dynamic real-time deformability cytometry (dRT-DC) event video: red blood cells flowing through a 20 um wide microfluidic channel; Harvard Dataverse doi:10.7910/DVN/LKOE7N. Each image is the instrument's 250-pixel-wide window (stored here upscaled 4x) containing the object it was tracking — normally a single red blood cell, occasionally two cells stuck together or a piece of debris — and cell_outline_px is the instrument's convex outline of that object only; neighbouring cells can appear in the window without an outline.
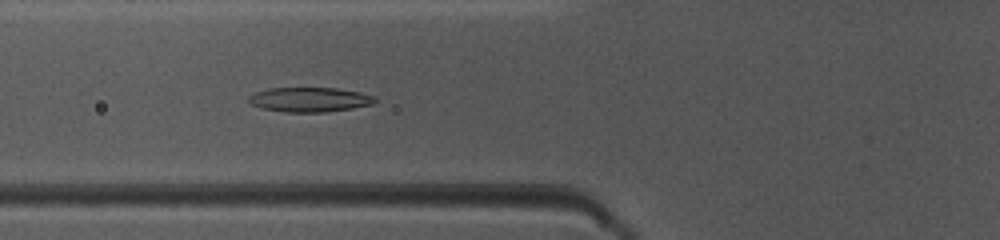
{"species": "common noctule bat (a hibernating species)", "species_latin": "Nyctalus noctula", "temperature_condition": "warm", "stored_images_in_passage": 40, "camera_frame_rate_fps": 3000, "um_per_image_px": 0.085, "animal": {"sex": "female", "body_mass_g": 10.0, "forearm_length_mm": 53.1}, "frame": {"image": 1, "passage_image": 10, "time_ms": 3.0, "image_size_px": [1000, 240], "cell_outline_px": [[376, 100], [372, 104], [352, 108], [324, 112], [288, 112], [264, 108], [252, 104], [248, 100], [248, 96], [256, 92], [268, 88], [336, 88], [360, 92], [372, 96]], "centroid_in_image_um": [26.31, 8.46], "position_along_channel_um": 99.5, "area_um2": 17.8}}
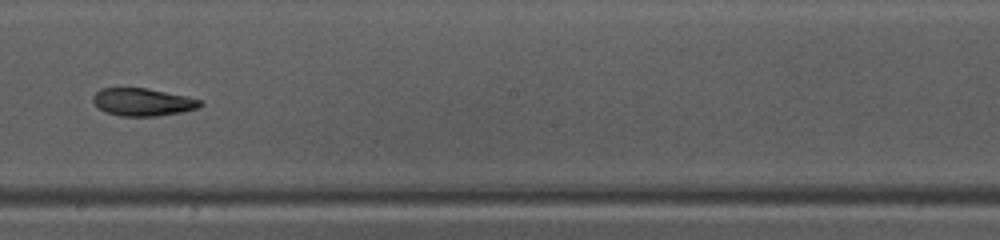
{"frame": {"image": 2, "passage_image": 20, "time_ms": 6.333, "image_size_px": [1000, 240], "cell_outline_px": [[204, 104], [200, 108], [184, 112], [156, 116], [120, 116], [104, 112], [92, 100], [92, 96], [100, 88], [148, 88], [188, 96], [200, 100]], "centroid_in_image_um": [12.17, 8.67], "position_along_channel_um": 236.0, "area_um2": 17.51}}
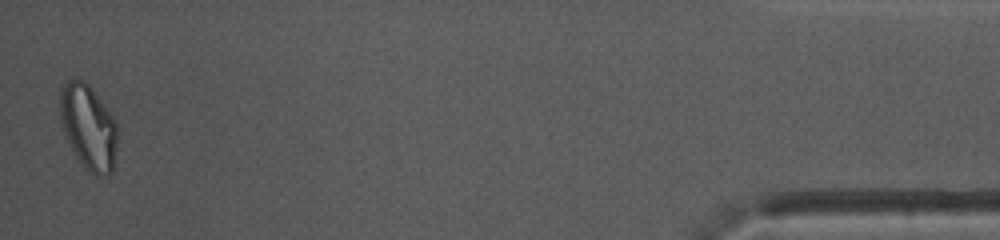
{"frame": {"image": 3, "passage_image": 40, "time_ms": 13.0, "image_size_px": [1000, 240], "cell_outline_px": [[116, 144], [112, 172], [108, 176], [96, 176], [72, 152], [64, 132], [60, 120], [60, 88], [72, 76], [76, 76], [84, 80], [88, 84], [116, 120]], "centroid_in_image_um": [7.49, 10.74], "position_along_channel_um": 427.7, "area_um2": 28.32}, "authors_computed_cell_mechanics": {"area_um2": 18.0047, "velocity_mm_per_s": 4.0833, "shape_relaxation_time_tau1_ms": 8.215, "shape_relaxation_time_tau2_ms": 3.9507, "deformation_change_tau1": 0.2128, "deformation_change_tau2": 0.1127}}